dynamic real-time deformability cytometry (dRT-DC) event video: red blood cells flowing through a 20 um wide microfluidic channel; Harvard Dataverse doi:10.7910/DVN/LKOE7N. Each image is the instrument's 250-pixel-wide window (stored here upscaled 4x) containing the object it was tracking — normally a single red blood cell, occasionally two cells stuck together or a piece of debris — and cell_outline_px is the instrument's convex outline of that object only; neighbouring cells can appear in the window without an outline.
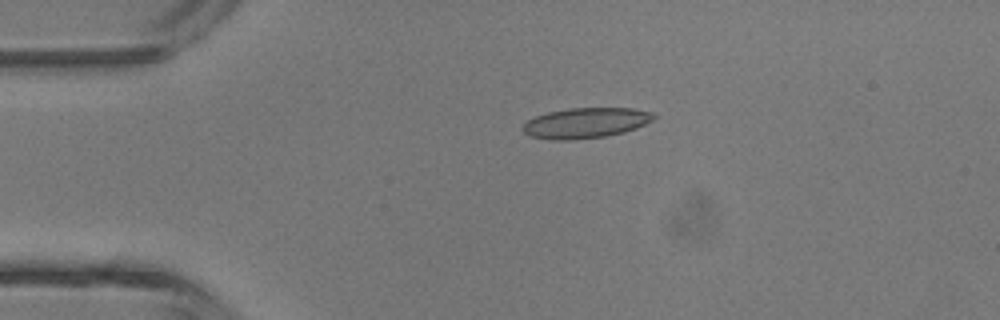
{"species": "common noctule bat (a hibernating species)", "species_latin": "Nyctalus noctula", "temperature_condition": "room temperature", "stored_images_in_passage": 4, "camera_frame_rate_fps": 3000, "um_per_image_px": 0.085, "animal": {"sex": "male", "body_mass_g": 13.3}, "frame": {"image": 1, "passage_image": 3, "time_ms": 2.667, "image_size_px": [1000, 320], "cell_outline_px": [[656, 116], [652, 120], [636, 128], [624, 132], [604, 136], [572, 140], [552, 140], [532, 136], [524, 132], [520, 128], [528, 120], [536, 116], [548, 112], [568, 108], [632, 108], [652, 112]], "centroid_in_image_um": [49.77, 10.44], "position_along_channel_um": 35.2, "area_um2": 23.06}}